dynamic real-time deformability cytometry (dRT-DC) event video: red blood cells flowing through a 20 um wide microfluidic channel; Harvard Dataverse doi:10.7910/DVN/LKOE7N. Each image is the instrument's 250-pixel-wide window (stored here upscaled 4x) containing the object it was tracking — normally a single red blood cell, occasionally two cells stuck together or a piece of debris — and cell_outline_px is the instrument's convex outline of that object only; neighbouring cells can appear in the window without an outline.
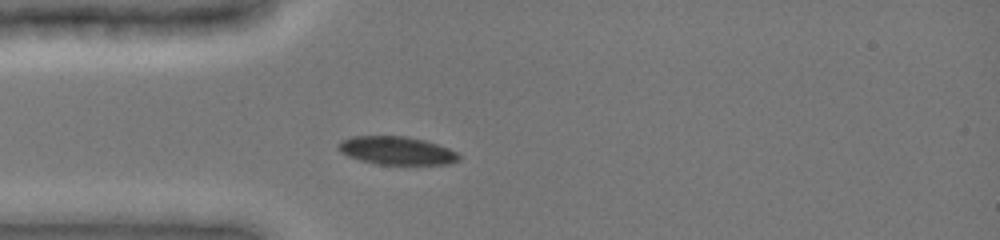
{"species": "common noctule bat (a hibernating species)", "species_latin": "Nyctalus noctula", "temperature_condition": "cold", "stored_images_in_passage": 32, "camera_frame_rate_fps": 3000, "um_per_image_px": 0.085, "animal": {"sex": "female", "body_mass_g": 19.0, "forearm_length_mm": 51.5}, "frame": {"image": 1, "passage_image": 1, "time_ms": 0.0, "image_size_px": [1000, 240], "cell_outline_px": [[460, 160], [448, 164], [376, 164], [360, 160], [348, 156], [340, 152], [336, 148], [336, 144], [340, 140], [352, 136], [408, 136], [424, 140], [448, 148], [456, 152], [460, 156]], "centroid_in_image_um": [33.66, 12.79], "position_along_channel_um": 51.3, "area_um2": 19.88}}
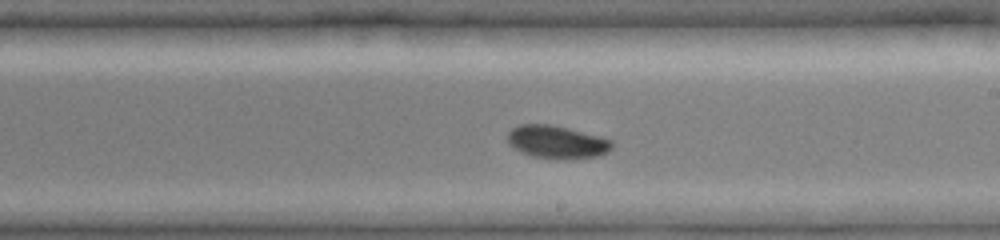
{"frame": {"image": 2, "passage_image": 16, "time_ms": 5.0, "image_size_px": [1000, 240], "cell_outline_px": [[612, 148], [608, 152], [600, 156], [532, 156], [508, 144], [508, 132], [512, 128], [520, 124], [552, 124], [600, 136], [612, 140]], "centroid_in_image_um": [47.33, 12.0], "position_along_channel_um": 241.7, "area_um2": 19.13}}
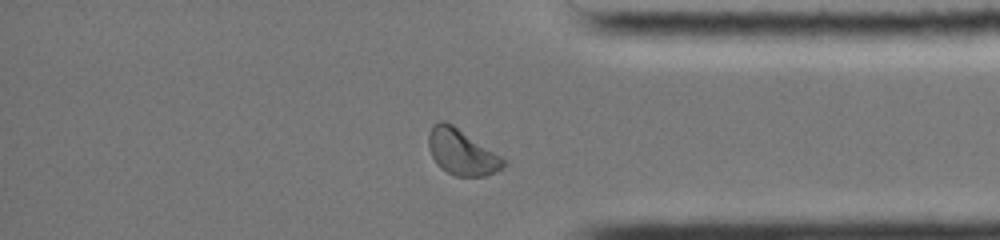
{"frame": {"image": 3, "passage_image": 28, "time_ms": 9.0, "image_size_px": [1000, 240], "cell_outline_px": [[504, 168], [484, 176], [456, 176], [440, 168], [436, 164], [428, 148], [428, 132], [432, 124], [440, 120], [444, 120], [452, 124], [500, 156], [504, 160]], "centroid_in_image_um": [39.18, 12.92], "position_along_channel_um": 396.0, "area_um2": 19.77}, "authors_computed_cell_mechanics": {"area_um2": 19.941, "velocity_mm_per_s": 3.92, "shape_relaxation_time_tau1_ms": 3.8681, "shape_relaxation_time_tau2_ms": null, "deformation_change_tau1": 0.0874, "deformation_change_tau2": null}}